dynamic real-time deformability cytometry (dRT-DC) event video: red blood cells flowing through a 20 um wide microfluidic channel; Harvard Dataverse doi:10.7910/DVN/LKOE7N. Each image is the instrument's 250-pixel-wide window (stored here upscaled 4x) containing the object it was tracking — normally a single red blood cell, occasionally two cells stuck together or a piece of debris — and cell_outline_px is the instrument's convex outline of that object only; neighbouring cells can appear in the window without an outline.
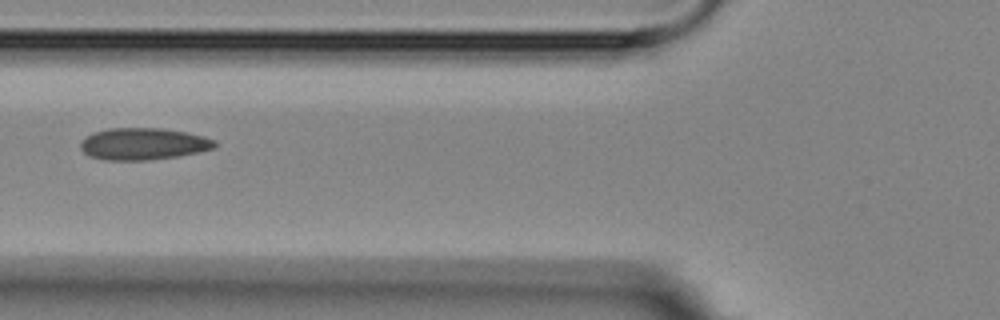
{"species": "Egyptian fruit bat (a non-hibernating species)", "species_latin": "Rousettus aegyptiacus", "temperature_condition": "room temperature", "stored_images_in_passage": 5, "camera_frame_rate_fps": 3000, "um_per_image_px": 0.085, "animal": {"sex": "female"}, "frame": {"image": 1, "passage_image": 5, "time_ms": 5.333, "image_size_px": [1000, 320], "cell_outline_px": [[216, 148], [180, 156], [148, 160], [108, 160], [88, 156], [80, 148], [80, 140], [92, 132], [108, 128], [164, 128], [188, 132], [204, 136], [216, 140]], "centroid_in_image_um": [12.18, 12.22], "position_along_channel_um": 113.6, "area_um2": 25.32}}